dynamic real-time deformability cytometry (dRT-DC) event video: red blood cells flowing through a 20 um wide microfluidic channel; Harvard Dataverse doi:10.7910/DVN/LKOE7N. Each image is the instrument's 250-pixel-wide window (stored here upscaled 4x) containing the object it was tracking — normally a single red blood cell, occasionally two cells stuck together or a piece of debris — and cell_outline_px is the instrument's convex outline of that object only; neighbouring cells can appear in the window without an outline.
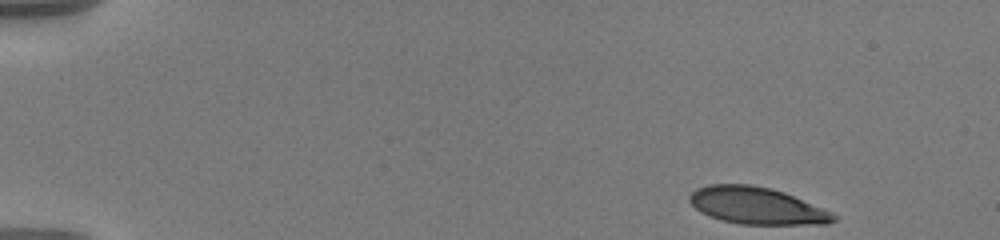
{"species": "human", "species_latin": "Homo sapiens", "temperature_condition": "warm", "stored_images_in_passage": 68, "camera_frame_rate_fps": 3000, "um_per_image_px": 0.085, "donor": {"sex": "male"}, "frame": {"image": 1, "passage_image": 1, "time_ms": 0.0, "image_size_px": [1000, 240], "cell_outline_px": [[836, 220], [828, 224], [740, 224], [708, 216], [700, 212], [688, 200], [688, 196], [696, 188], [708, 184], [752, 184], [784, 192], [820, 208], [836, 216]], "centroid_in_image_um": [64.25, 17.48], "position_along_channel_um": 20.8, "area_um2": 30.63}}
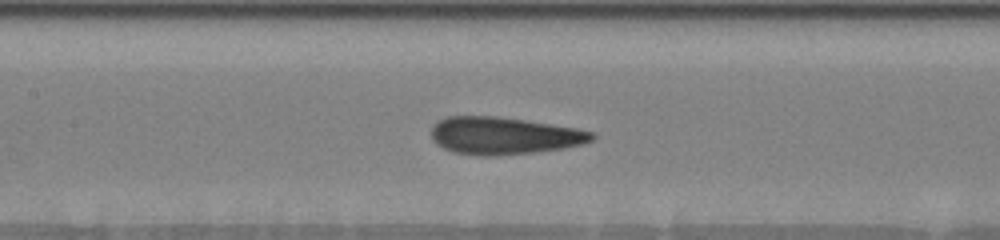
{"frame": {"image": 2, "passage_image": 34, "time_ms": 7.333, "image_size_px": [1000, 240], "cell_outline_px": [[596, 136], [592, 140], [584, 144], [564, 148], [532, 152], [496, 156], [480, 156], [452, 152], [436, 144], [432, 140], [432, 128], [436, 120], [448, 116], [496, 116], [524, 120], [576, 128], [596, 132]], "centroid_in_image_um": [42.82, 11.53], "position_along_channel_um": 164.6, "area_um2": 35.14}}
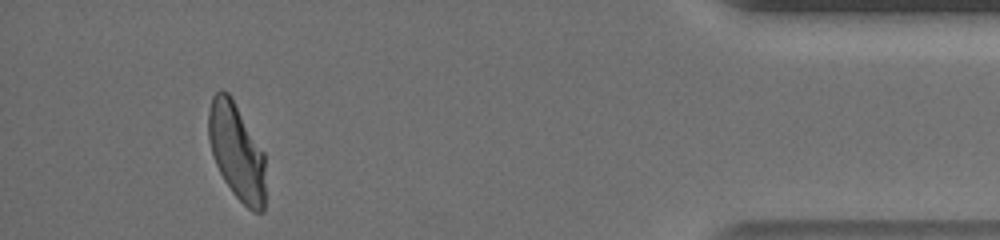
{"frame": {"image": 3, "passage_image": 64, "time_ms": 15.667, "image_size_px": [1000, 240], "cell_outline_px": [[264, 212], [252, 212], [232, 192], [224, 180], [216, 164], [208, 140], [208, 112], [212, 96], [220, 88], [228, 92], [232, 96], [264, 152]], "centroid_in_image_um": [20.1, 12.84], "position_along_channel_um": 415.1, "area_um2": 32.14}, "authors_computed_cell_mechanics": {"area_um2": 33.8419, "velocity_mm_per_s": 3.5916, "shape_relaxation_time_tau1_ms": 5.3731, "shape_relaxation_time_tau2_ms": 1.179, "deformation_change_tau1": 0.2061, "deformation_change_tau2": 0.0856}}